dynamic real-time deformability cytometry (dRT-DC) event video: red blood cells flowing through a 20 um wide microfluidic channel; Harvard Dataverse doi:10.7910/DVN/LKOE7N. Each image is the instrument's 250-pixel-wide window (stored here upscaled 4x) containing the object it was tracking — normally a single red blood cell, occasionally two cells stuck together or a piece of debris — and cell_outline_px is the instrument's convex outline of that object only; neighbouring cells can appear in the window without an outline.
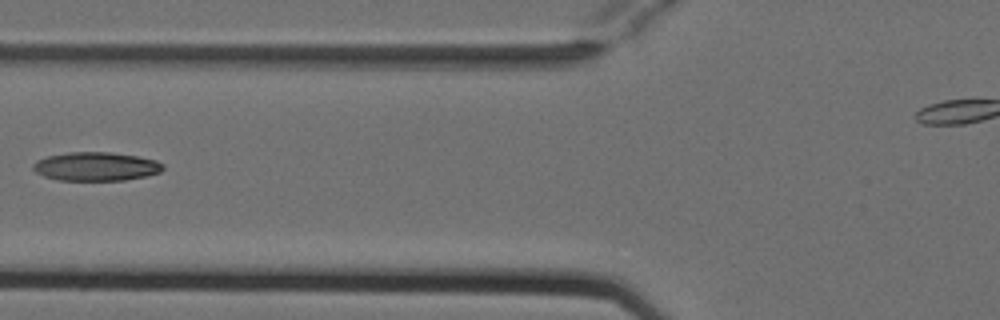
{"species": "Egyptian fruit bat (a non-hibernating species)", "species_latin": "Rousettus aegyptiacus", "temperature_condition": "cold", "stored_images_in_passage": 5, "camera_frame_rate_fps": 3000, "um_per_image_px": 0.085, "animal": {"sex": "female"}, "frame": {"image": 1, "passage_image": 3, "time_ms": 0.667, "image_size_px": [1000, 320], "cell_outline_px": [[164, 168], [160, 172], [144, 176], [124, 180], [60, 180], [44, 176], [36, 172], [32, 168], [32, 164], [36, 160], [48, 156], [68, 152], [108, 152], [136, 156], [156, 160], [164, 164]], "centroid_in_image_um": [8.14, 14.14], "position_along_channel_um": 117.7, "area_um2": 21.62}}
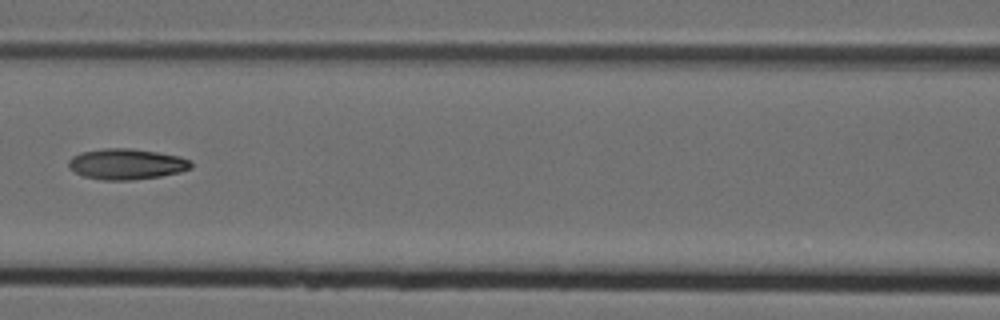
{"frame": {"image": 2, "passage_image": 4, "time_ms": 1.0, "image_size_px": [1000, 320], "cell_outline_px": [[192, 168], [180, 172], [160, 176], [132, 180], [100, 180], [84, 176], [68, 168], [68, 160], [72, 156], [80, 152], [104, 148], [132, 148], [180, 156], [192, 160]], "centroid_in_image_um": [10.75, 13.94], "position_along_channel_um": 155.8, "area_um2": 22.14}}
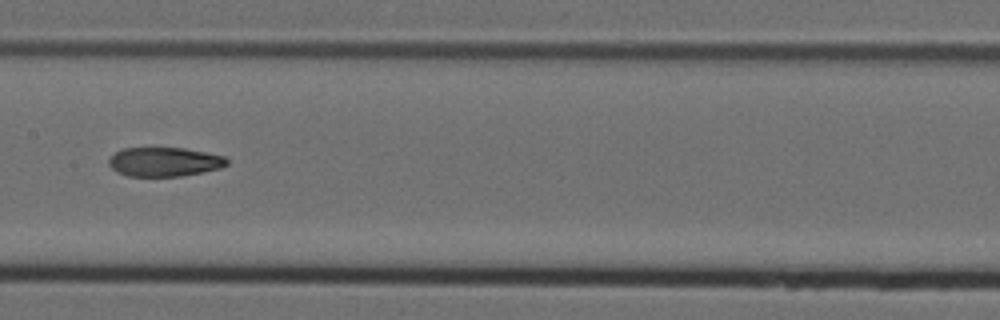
{"frame": {"image": 3, "passage_image": 5, "time_ms": 1.333, "image_size_px": [1000, 320], "cell_outline_px": [[228, 164], [220, 168], [180, 176], [128, 176], [116, 172], [108, 164], [108, 160], [116, 152], [124, 148], [184, 148], [208, 152], [224, 156], [228, 160]], "centroid_in_image_um": [13.97, 13.75], "position_along_channel_um": 193.4, "area_um2": 20.0}}